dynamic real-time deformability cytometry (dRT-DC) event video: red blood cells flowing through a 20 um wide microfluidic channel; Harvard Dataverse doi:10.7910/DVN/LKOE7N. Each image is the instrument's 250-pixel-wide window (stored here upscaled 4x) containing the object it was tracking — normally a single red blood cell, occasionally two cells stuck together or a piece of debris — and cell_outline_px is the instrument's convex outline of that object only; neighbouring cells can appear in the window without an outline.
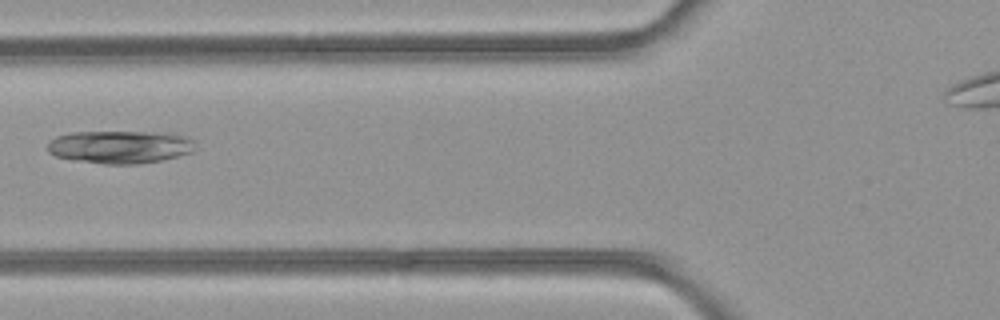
{"species": "common noctule bat (a hibernating species)", "species_latin": "Nyctalus noctula", "temperature_condition": "room temperature", "stored_images_in_passage": 4, "camera_frame_rate_fps": 3000, "um_per_image_px": 0.085, "animal": {"sex": "female", "body_mass_g": 21.9}, "frame": {"image": 1, "passage_image": 3, "time_ms": 0.667, "image_size_px": [1000, 320], "cell_outline_px": [[192, 152], [160, 160], [136, 164], [104, 164], [76, 160], [56, 156], [48, 152], [48, 144], [56, 136], [72, 132], [144, 132], [188, 136], [192, 140]], "centroid_in_image_um": [10.14, 12.49], "position_along_channel_um": 115.7, "area_um2": 27.74}}
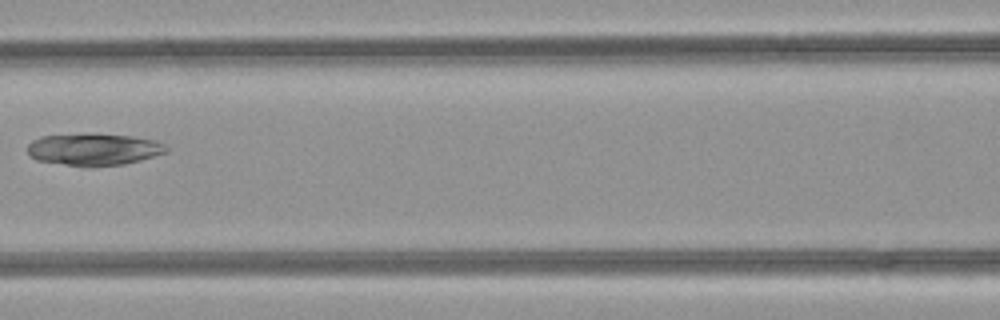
{"frame": {"image": 2, "passage_image": 4, "time_ms": 1.0, "image_size_px": [1000, 320], "cell_outline_px": [[168, 152], [140, 160], [124, 164], [64, 164], [36, 160], [28, 152], [28, 144], [32, 140], [40, 136], [132, 136], [152, 140], [164, 144], [168, 148]], "centroid_in_image_um": [7.99, 12.7], "position_along_channel_um": 158.6, "area_um2": 24.22}}